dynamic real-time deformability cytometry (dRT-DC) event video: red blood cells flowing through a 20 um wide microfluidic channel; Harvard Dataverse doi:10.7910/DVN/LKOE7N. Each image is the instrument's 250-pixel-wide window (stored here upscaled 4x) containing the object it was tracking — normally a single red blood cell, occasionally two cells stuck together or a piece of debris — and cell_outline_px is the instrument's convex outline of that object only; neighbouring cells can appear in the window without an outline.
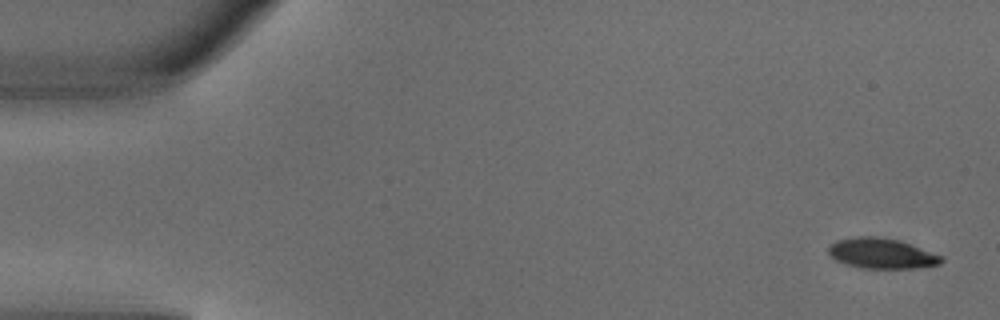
{"species": "common noctule bat (a hibernating species)", "species_latin": "Nyctalus noctula", "temperature_condition": "warm", "stored_images_in_passage": 3, "camera_frame_rate_fps": 3000, "um_per_image_px": 0.085, "animal": {"sex": "male", "body_mass_g": 18.8}, "frame": {"image": 1, "passage_image": 1, "time_ms": 0.0, "image_size_px": [1000, 320], "cell_outline_px": [[944, 260], [940, 264], [912, 268], [860, 268], [844, 264], [836, 260], [828, 252], [828, 248], [836, 240], [860, 236], [880, 236], [900, 240], [944, 256]], "centroid_in_image_um": [74.96, 21.53], "position_along_channel_um": 10.0, "area_um2": 20.06}}